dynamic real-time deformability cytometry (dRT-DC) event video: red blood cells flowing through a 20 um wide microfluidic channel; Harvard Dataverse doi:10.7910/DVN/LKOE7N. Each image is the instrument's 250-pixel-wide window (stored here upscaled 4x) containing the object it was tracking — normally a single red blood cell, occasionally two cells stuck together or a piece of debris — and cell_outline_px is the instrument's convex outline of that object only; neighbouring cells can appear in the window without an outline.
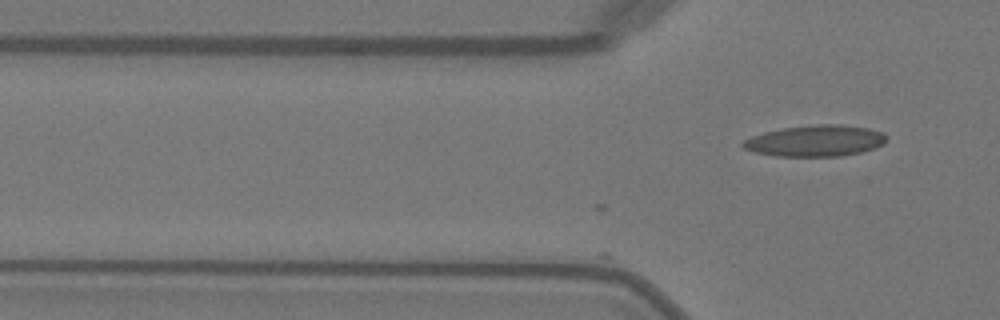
{"species": "Egyptian fruit bat (a non-hibernating species)", "species_latin": "Rousettus aegyptiacus", "temperature_condition": "warm", "stored_images_in_passage": 2, "camera_frame_rate_fps": 3000, "um_per_image_px": 0.085, "animal": {"sex": "female"}, "frame": {"image": 1, "passage_image": 2, "time_ms": 0.333, "image_size_px": [1000, 320], "cell_outline_px": [[884, 144], [876, 148], [860, 152], [840, 156], [776, 156], [756, 152], [744, 148], [740, 144], [744, 140], [752, 136], [764, 132], [780, 128], [816, 124], [840, 124], [868, 128], [884, 132]], "centroid_in_image_um": [69.3, 11.96], "position_along_channel_um": 56.5, "area_um2": 26.13}}